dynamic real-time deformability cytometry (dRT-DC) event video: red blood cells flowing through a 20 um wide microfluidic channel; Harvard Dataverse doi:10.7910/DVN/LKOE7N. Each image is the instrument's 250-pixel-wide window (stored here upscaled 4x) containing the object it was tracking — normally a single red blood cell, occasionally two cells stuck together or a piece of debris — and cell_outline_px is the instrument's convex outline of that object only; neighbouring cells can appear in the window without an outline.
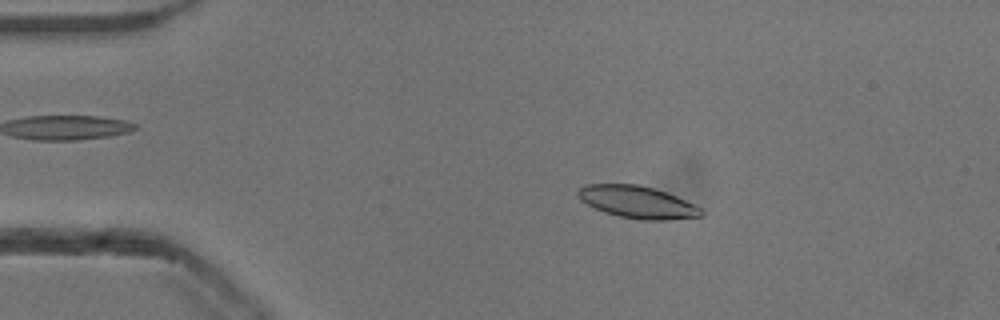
{"species": "common noctule bat (a hibernating species)", "species_latin": "Nyctalus noctula", "temperature_condition": "cold", "stored_images_in_passage": 53, "camera_frame_rate_fps": 3000, "um_per_image_px": 0.085, "animal": {"sex": "male", "body_mass_g": 13.3}, "frame": {"image": 1, "passage_image": 10, "time_ms": 3.0, "image_size_px": [1000, 320], "cell_outline_px": [[704, 216], [668, 220], [644, 220], [620, 216], [604, 212], [580, 200], [576, 192], [584, 184], [640, 184], [676, 196], [700, 208], [704, 212]], "centroid_in_image_um": [54.17, 17.18], "position_along_channel_um": 30.8, "area_um2": 22.95}}
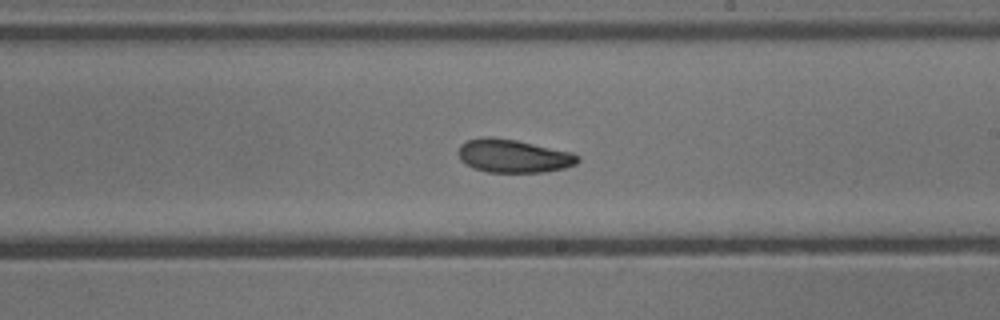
{"frame": {"image": 2, "passage_image": 31, "time_ms": 10.0, "image_size_px": [1000, 320], "cell_outline_px": [[580, 160], [576, 164], [564, 168], [544, 172], [488, 172], [476, 168], [460, 160], [456, 152], [460, 144], [468, 140], [484, 136], [488, 136], [516, 140], [572, 152], [580, 156]], "centroid_in_image_um": [43.63, 13.25], "position_along_channel_um": 245.4, "area_um2": 23.18}}
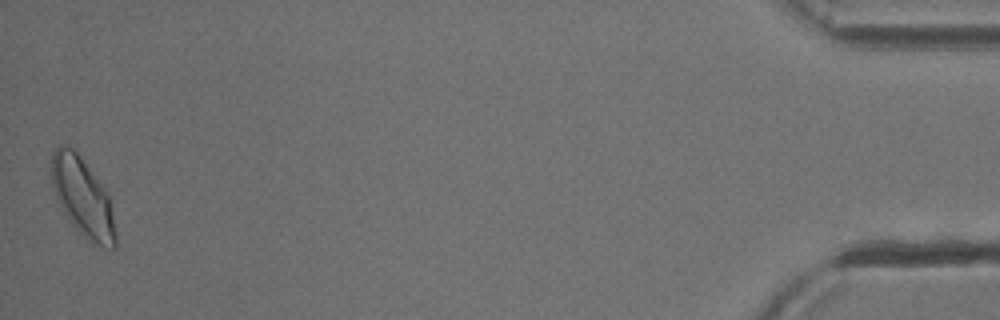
{"frame": {"image": 3, "passage_image": 53, "time_ms": 17.333, "image_size_px": [1000, 320], "cell_outline_px": [[116, 248], [104, 248], [92, 244], [72, 224], [64, 212], [56, 196], [52, 184], [52, 152], [60, 144], [76, 148], [108, 192], [116, 236]], "centroid_in_image_um": [7.04, 16.74], "position_along_channel_um": 428.2, "area_um2": 29.42}, "authors_computed_cell_mechanics": {"area_um2": 23.3512, "velocity_mm_per_s": 3.823, "shape_relaxation_time_tau1_ms": 3.4584, "shape_relaxation_time_tau2_ms": 6.0734, "deformation_change_tau1": 0.1074, "deformation_change_tau2": 0.1036}}